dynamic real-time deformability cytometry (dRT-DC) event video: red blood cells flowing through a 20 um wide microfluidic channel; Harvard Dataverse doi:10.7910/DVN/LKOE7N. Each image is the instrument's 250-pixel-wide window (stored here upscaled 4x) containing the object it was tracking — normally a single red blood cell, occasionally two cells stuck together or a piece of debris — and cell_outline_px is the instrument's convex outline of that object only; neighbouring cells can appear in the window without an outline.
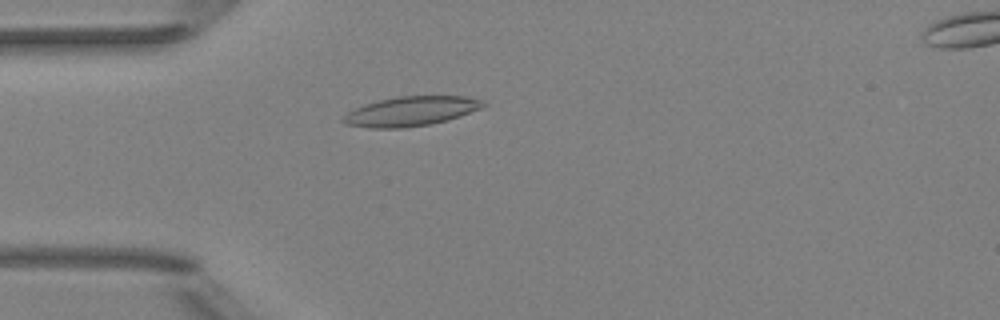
{"species": "Egyptian fruit bat (a non-hibernating species)", "species_latin": "Rousettus aegyptiacus", "temperature_condition": "room temperature", "stored_images_in_passage": 40, "camera_frame_rate_fps": 3000, "um_per_image_px": 0.085, "animal": {"sex": "female"}, "frame": {"image": 1, "passage_image": 3, "time_ms": 0.667, "image_size_px": [1000, 320], "cell_outline_px": [[488, 104], [480, 108], [460, 116], [448, 120], [432, 124], [404, 128], [368, 128], [344, 124], [340, 120], [348, 112], [364, 104], [380, 100], [400, 96], [468, 96], [484, 100]], "centroid_in_image_um": [34.94, 9.46], "position_along_channel_um": 50.1, "area_um2": 24.22}}
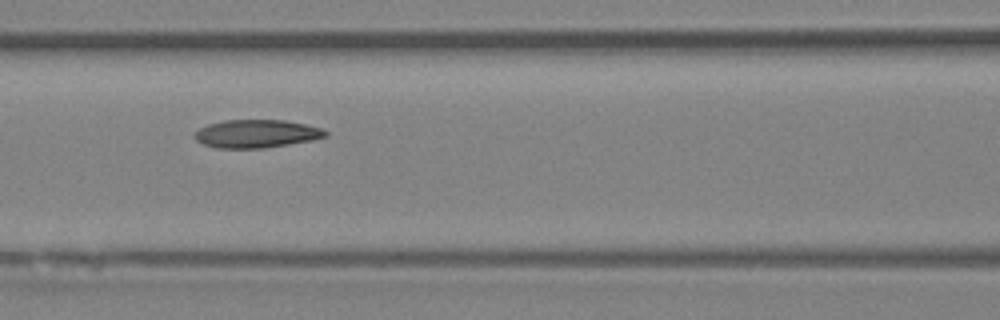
{"frame": {"image": 2, "passage_image": 11, "time_ms": 3.333, "image_size_px": [1000, 320], "cell_outline_px": [[328, 136], [312, 140], [264, 148], [216, 148], [204, 144], [196, 140], [192, 136], [200, 128], [208, 124], [224, 120], [284, 120], [304, 124], [320, 128], [328, 132]], "centroid_in_image_um": [21.78, 11.37], "position_along_channel_um": 144.8, "area_um2": 21.33}}
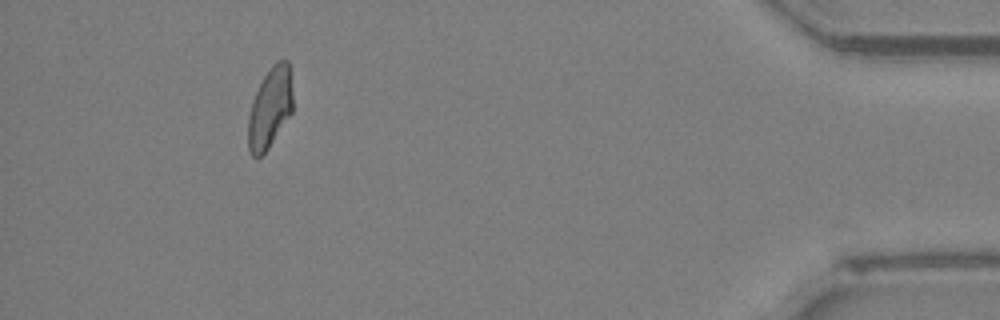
{"frame": {"image": 3, "passage_image": 36, "time_ms": 11.667, "image_size_px": [1000, 320], "cell_outline_px": [[292, 112], [268, 148], [260, 156], [252, 156], [248, 152], [248, 116], [252, 100], [264, 76], [272, 64], [276, 60], [288, 60], [292, 92]], "centroid_in_image_um": [22.93, 9.16], "position_along_channel_um": 412.3, "area_um2": 20.81}, "authors_computed_cell_mechanics": {"area_um2": 21.5305, "velocity_mm_per_s": 3.9612, "shape_relaxation_time_tau1_ms": 10.3593, "shape_relaxation_time_tau2_ms": 5.6561, "deformation_change_tau1": 0.2523, "deformation_change_tau2": 0.1175}}